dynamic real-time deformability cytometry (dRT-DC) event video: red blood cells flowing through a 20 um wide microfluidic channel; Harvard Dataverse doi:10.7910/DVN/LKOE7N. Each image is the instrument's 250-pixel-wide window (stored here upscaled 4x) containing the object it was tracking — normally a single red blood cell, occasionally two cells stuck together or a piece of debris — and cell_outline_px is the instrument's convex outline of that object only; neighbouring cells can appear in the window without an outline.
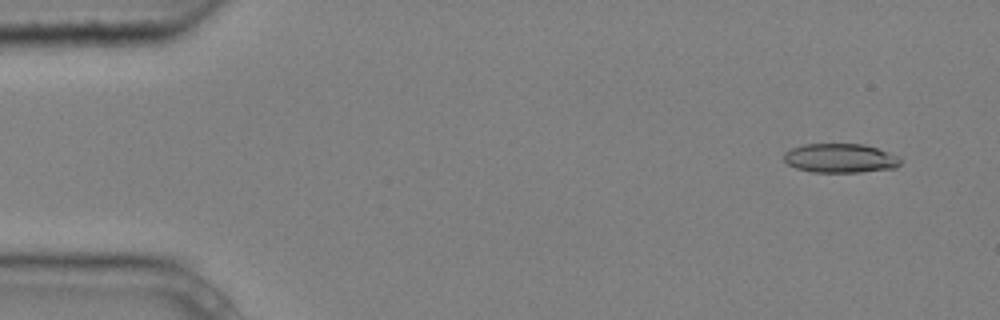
{"species": "common noctule bat (a hibernating species)", "species_latin": "Nyctalus noctula", "temperature_condition": "cold", "stored_images_in_passage": 5, "camera_frame_rate_fps": 3000, "um_per_image_px": 0.085, "animal": {"sex": "male", "body_mass_g": 20.4}, "frame": {"image": 1, "passage_image": 2, "time_ms": 0.333, "image_size_px": [1000, 320], "cell_outline_px": [[900, 164], [896, 168], [860, 172], [812, 172], [796, 168], [788, 164], [784, 160], [784, 152], [792, 148], [804, 144], [864, 144], [888, 152], [896, 156], [900, 160]], "centroid_in_image_um": [71.4, 13.45], "position_along_channel_um": 13.6, "area_um2": 19.71}}
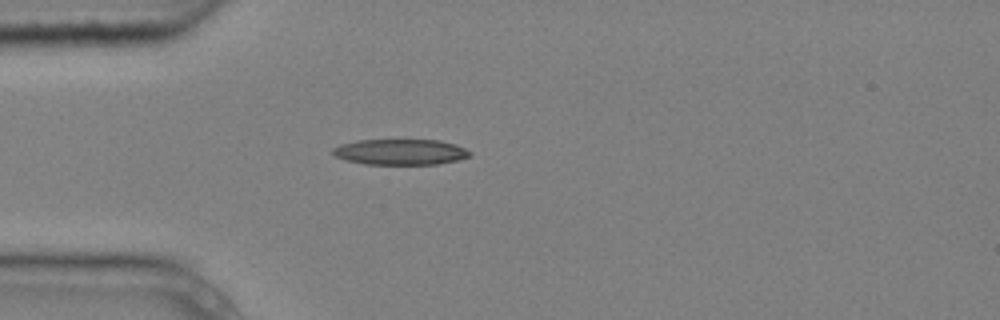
{"frame": {"image": 2, "passage_image": 5, "time_ms": 1.333, "image_size_px": [1000, 320], "cell_outline_px": [[472, 156], [456, 160], [436, 164], [364, 164], [344, 160], [336, 156], [332, 152], [332, 148], [340, 144], [356, 140], [440, 140], [456, 144], [472, 152]], "centroid_in_image_um": [34.03, 12.91], "position_along_channel_um": 51.0, "area_um2": 20.63}}